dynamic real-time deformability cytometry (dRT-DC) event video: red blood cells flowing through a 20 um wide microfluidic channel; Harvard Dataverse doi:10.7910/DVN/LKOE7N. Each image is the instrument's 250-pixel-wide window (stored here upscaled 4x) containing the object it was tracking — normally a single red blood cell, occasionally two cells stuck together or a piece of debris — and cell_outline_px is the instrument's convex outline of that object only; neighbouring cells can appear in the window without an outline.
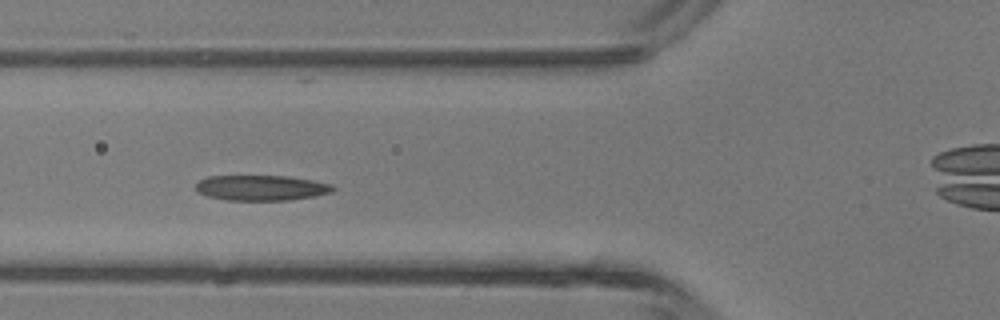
{"species": "common noctule bat (a hibernating species)", "species_latin": "Nyctalus noctula", "temperature_condition": "room temperature", "stored_images_in_passage": 5, "camera_frame_rate_fps": 3000, "um_per_image_px": 0.085, "animal": {"sex": "male", "body_mass_g": 13.3}, "frame": {"image": 1, "passage_image": 4, "time_ms": 3.333, "image_size_px": [1000, 320], "cell_outline_px": [[336, 188], [332, 192], [316, 196], [288, 200], [228, 200], [208, 196], [196, 192], [196, 184], [200, 180], [208, 176], [288, 176], [312, 180], [332, 184]], "centroid_in_image_um": [22.23, 15.96], "position_along_channel_um": 103.6, "area_um2": 20.29}}